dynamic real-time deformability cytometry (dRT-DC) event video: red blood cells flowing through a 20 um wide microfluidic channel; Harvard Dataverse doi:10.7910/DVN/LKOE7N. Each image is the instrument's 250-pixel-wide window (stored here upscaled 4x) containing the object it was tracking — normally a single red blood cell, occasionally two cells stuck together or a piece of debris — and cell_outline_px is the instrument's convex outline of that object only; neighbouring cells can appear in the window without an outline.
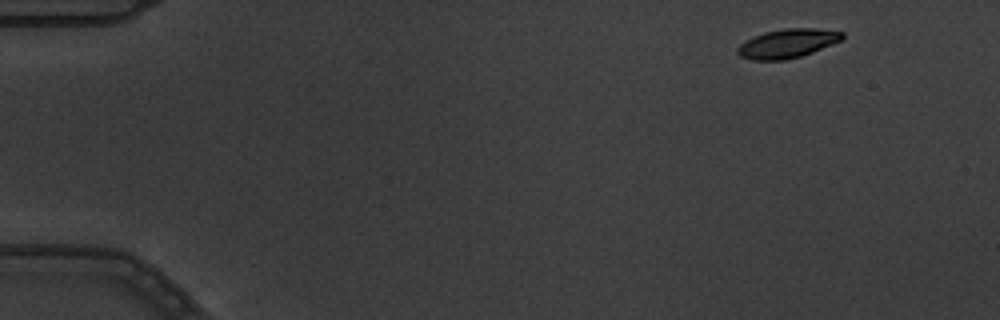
{"species": "common noctule bat (a hibernating species)", "species_latin": "Nyctalus noctula", "temperature_condition": "warm", "stored_images_in_passage": 5, "segment_of_instrument_passage": [1, 2], "camera_frame_rate_fps": 3000, "um_per_image_px": 0.085, "animal": {"sex": "male", "body_mass_g": 19.5, "forearm_length_mm": 54.6}, "frame": {"image": 1, "passage_image": 1, "time_ms": 0.0, "image_size_px": [1000, 320], "cell_outline_px": [[844, 36], [840, 40], [832, 44], [812, 52], [800, 56], [784, 60], [752, 60], [740, 56], [736, 52], [736, 48], [740, 44], [752, 36], [764, 32], [784, 28], [812, 28], [844, 32]], "centroid_in_image_um": [66.88, 3.69], "position_along_channel_um": 18.1, "area_um2": 17.63}}
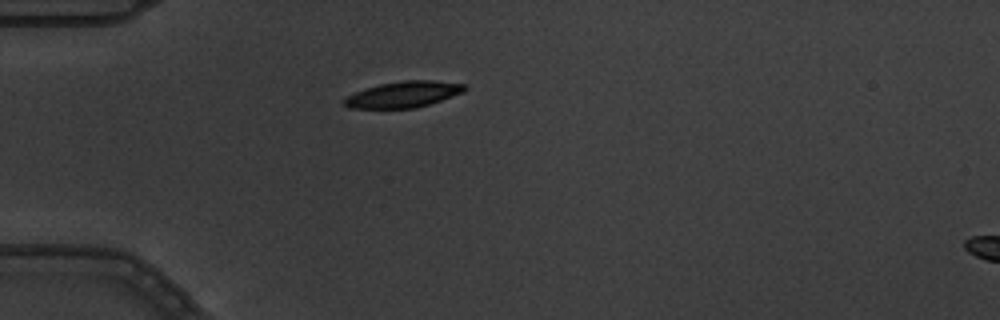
{"frame": {"image": 2, "passage_image": 4, "time_ms": 1.0, "image_size_px": [1000, 320], "cell_outline_px": [[468, 88], [464, 92], [416, 108], [348, 108], [340, 100], [356, 92], [380, 84], [404, 80], [432, 80], [464, 84]], "centroid_in_image_um": [34.29, 8.02], "position_along_channel_um": 50.7, "area_um2": 18.15}}